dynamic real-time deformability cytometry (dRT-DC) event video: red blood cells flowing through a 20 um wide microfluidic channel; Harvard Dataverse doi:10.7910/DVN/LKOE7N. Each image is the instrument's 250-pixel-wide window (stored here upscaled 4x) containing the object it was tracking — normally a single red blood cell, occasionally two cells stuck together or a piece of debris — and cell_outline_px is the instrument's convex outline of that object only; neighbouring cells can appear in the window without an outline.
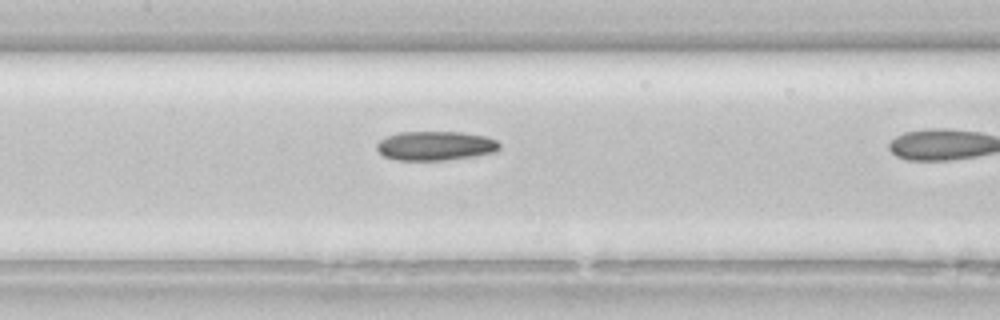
{"species": "common noctule bat (a hibernating species)", "species_latin": "Nyctalus noctula", "temperature_condition": "room temperature", "stored_images_in_passage": 12, "camera_frame_rate_fps": 3000, "um_per_image_px": 0.085, "animal": {"sex": "female", "body_mass_g": 22.7, "forearm_length_mm": 54.2}, "frame": {"image": 1, "passage_image": 9, "time_ms": 2.667, "image_size_px": [1000, 320], "cell_outline_px": [[500, 148], [496, 152], [476, 156], [448, 160], [396, 160], [384, 156], [376, 148], [376, 144], [380, 140], [388, 136], [400, 132], [460, 132], [488, 136], [496, 140], [500, 144]], "centroid_in_image_um": [37.05, 12.39], "position_along_channel_um": 170.3, "area_um2": 21.04}}